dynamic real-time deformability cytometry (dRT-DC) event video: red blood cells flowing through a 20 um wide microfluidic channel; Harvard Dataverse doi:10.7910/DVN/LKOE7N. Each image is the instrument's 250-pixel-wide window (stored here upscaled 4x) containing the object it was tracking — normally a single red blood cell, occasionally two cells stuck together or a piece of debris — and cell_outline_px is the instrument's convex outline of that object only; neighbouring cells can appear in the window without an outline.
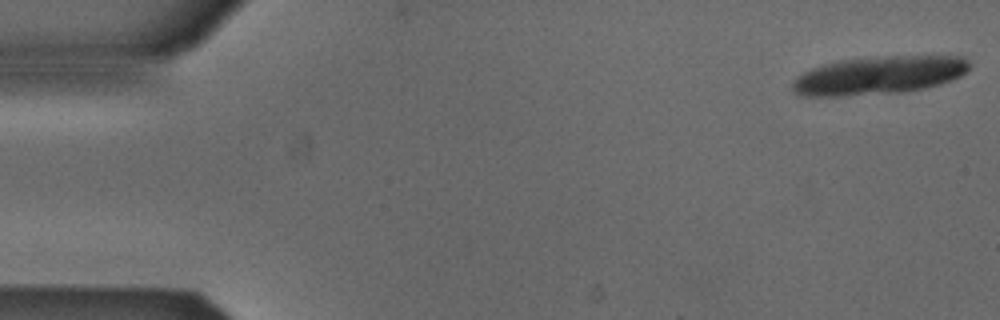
{"species": "Egyptian fruit bat (a non-hibernating species)", "species_latin": "Rousettus aegyptiacus", "temperature_condition": "cold", "stored_images_in_passage": 5, "camera_frame_rate_fps": 3000, "um_per_image_px": 0.085, "animal": {"sex": "male"}, "frame": {"image": 1, "passage_image": 1, "time_ms": 0.0, "image_size_px": [1000, 320], "cell_outline_px": [[968, 68], [960, 76], [940, 84], [924, 88], [900, 92], [840, 96], [800, 96], [792, 88], [792, 84], [796, 76], [812, 68], [836, 60], [884, 56], [964, 56], [968, 60]], "centroid_in_image_um": [74.67, 6.39], "position_along_channel_um": 10.3, "area_um2": 39.19}}